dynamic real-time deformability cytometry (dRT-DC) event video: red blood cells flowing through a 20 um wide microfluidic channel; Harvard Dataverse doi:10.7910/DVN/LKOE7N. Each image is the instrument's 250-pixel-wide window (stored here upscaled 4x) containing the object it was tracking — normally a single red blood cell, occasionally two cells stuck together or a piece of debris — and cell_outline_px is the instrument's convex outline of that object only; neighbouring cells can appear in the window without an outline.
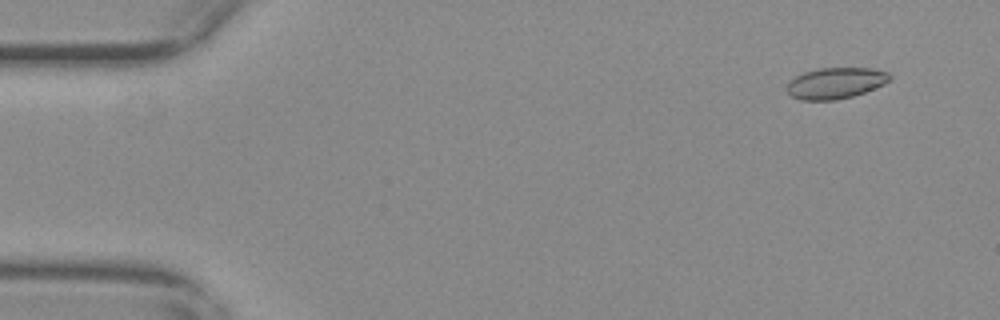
{"species": "common noctule bat (a hibernating species)", "species_latin": "Nyctalus noctula", "temperature_condition": "warm", "stored_images_in_passage": 36, "camera_frame_rate_fps": 3000, "um_per_image_px": 0.085, "animal": {"sex": "female", "body_mass_g": 29.2, "forearm_length_mm": 56.3}, "frame": {"image": 1, "passage_image": 5, "time_ms": 1.333, "image_size_px": [1000, 320], "cell_outline_px": [[892, 76], [884, 84], [864, 92], [852, 96], [836, 100], [800, 100], [792, 96], [788, 92], [788, 84], [796, 76], [804, 72], [816, 68], [872, 68], [888, 72]], "centroid_in_image_um": [71.04, 7.06], "position_along_channel_um": 14.0, "area_um2": 18.5}}
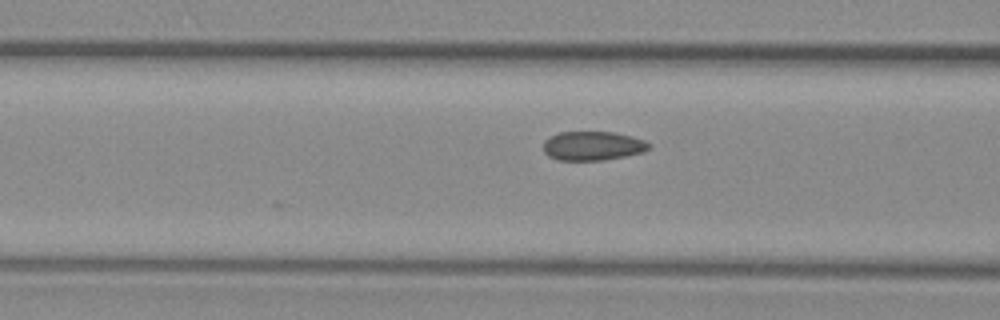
{"frame": {"image": 2, "passage_image": 23, "time_ms": 7.333, "image_size_px": [1000, 320], "cell_outline_px": [[652, 144], [644, 152], [604, 160], [556, 160], [548, 156], [544, 152], [544, 140], [560, 132], [616, 132], [632, 136], [644, 140]], "centroid_in_image_um": [50.39, 12.4], "position_along_channel_um": 116.2, "area_um2": 17.92}}
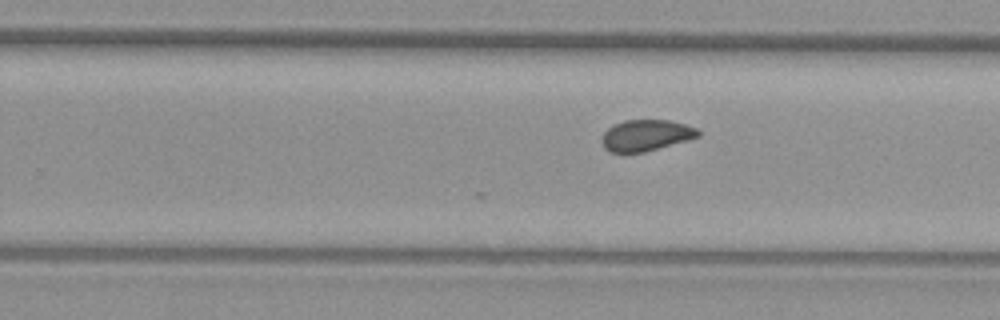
{"frame": {"image": 3, "passage_image": 36, "time_ms": 11.667, "image_size_px": [1000, 320], "cell_outline_px": [[700, 136], [688, 140], [644, 152], [608, 152], [604, 148], [600, 140], [600, 136], [608, 128], [624, 120], [668, 120], [684, 124], [696, 128], [700, 132]], "centroid_in_image_um": [54.88, 11.51], "position_along_channel_um": 274.9, "area_um2": 17.51}}